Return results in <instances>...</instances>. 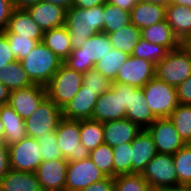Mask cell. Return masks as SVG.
I'll return each mask as SVG.
<instances>
[{"label":"cell","mask_w":191,"mask_h":191,"mask_svg":"<svg viewBox=\"0 0 191 191\" xmlns=\"http://www.w3.org/2000/svg\"><path fill=\"white\" fill-rule=\"evenodd\" d=\"M170 191H191V187H179V188L171 189Z\"/></svg>","instance_id":"57"},{"label":"cell","mask_w":191,"mask_h":191,"mask_svg":"<svg viewBox=\"0 0 191 191\" xmlns=\"http://www.w3.org/2000/svg\"><path fill=\"white\" fill-rule=\"evenodd\" d=\"M141 37L152 44H159L169 51L180 47V40L174 34L167 21H161L140 30Z\"/></svg>","instance_id":"26"},{"label":"cell","mask_w":191,"mask_h":191,"mask_svg":"<svg viewBox=\"0 0 191 191\" xmlns=\"http://www.w3.org/2000/svg\"><path fill=\"white\" fill-rule=\"evenodd\" d=\"M3 136H4V126L2 124L1 117H0V140H3Z\"/></svg>","instance_id":"58"},{"label":"cell","mask_w":191,"mask_h":191,"mask_svg":"<svg viewBox=\"0 0 191 191\" xmlns=\"http://www.w3.org/2000/svg\"><path fill=\"white\" fill-rule=\"evenodd\" d=\"M10 171L9 148L0 140V180Z\"/></svg>","instance_id":"46"},{"label":"cell","mask_w":191,"mask_h":191,"mask_svg":"<svg viewBox=\"0 0 191 191\" xmlns=\"http://www.w3.org/2000/svg\"><path fill=\"white\" fill-rule=\"evenodd\" d=\"M152 191H170V190L153 189Z\"/></svg>","instance_id":"59"},{"label":"cell","mask_w":191,"mask_h":191,"mask_svg":"<svg viewBox=\"0 0 191 191\" xmlns=\"http://www.w3.org/2000/svg\"><path fill=\"white\" fill-rule=\"evenodd\" d=\"M141 130L127 118L103 122L104 143L113 148L119 144L132 142Z\"/></svg>","instance_id":"19"},{"label":"cell","mask_w":191,"mask_h":191,"mask_svg":"<svg viewBox=\"0 0 191 191\" xmlns=\"http://www.w3.org/2000/svg\"><path fill=\"white\" fill-rule=\"evenodd\" d=\"M132 174L141 173L149 161L157 154L156 146L152 136L146 129L131 142Z\"/></svg>","instance_id":"20"},{"label":"cell","mask_w":191,"mask_h":191,"mask_svg":"<svg viewBox=\"0 0 191 191\" xmlns=\"http://www.w3.org/2000/svg\"><path fill=\"white\" fill-rule=\"evenodd\" d=\"M169 53V50L159 44H152L140 37L132 56L151 61L154 65L160 63Z\"/></svg>","instance_id":"36"},{"label":"cell","mask_w":191,"mask_h":191,"mask_svg":"<svg viewBox=\"0 0 191 191\" xmlns=\"http://www.w3.org/2000/svg\"><path fill=\"white\" fill-rule=\"evenodd\" d=\"M81 191H114V178L106 177L99 182L89 185Z\"/></svg>","instance_id":"47"},{"label":"cell","mask_w":191,"mask_h":191,"mask_svg":"<svg viewBox=\"0 0 191 191\" xmlns=\"http://www.w3.org/2000/svg\"><path fill=\"white\" fill-rule=\"evenodd\" d=\"M55 132L65 160L80 161L90 156V150L80 141V121L62 118Z\"/></svg>","instance_id":"9"},{"label":"cell","mask_w":191,"mask_h":191,"mask_svg":"<svg viewBox=\"0 0 191 191\" xmlns=\"http://www.w3.org/2000/svg\"><path fill=\"white\" fill-rule=\"evenodd\" d=\"M20 62L30 81L42 86L49 83L64 63L42 42H39Z\"/></svg>","instance_id":"2"},{"label":"cell","mask_w":191,"mask_h":191,"mask_svg":"<svg viewBox=\"0 0 191 191\" xmlns=\"http://www.w3.org/2000/svg\"><path fill=\"white\" fill-rule=\"evenodd\" d=\"M62 110L48 97L25 121L27 137L37 138L51 134L62 119Z\"/></svg>","instance_id":"7"},{"label":"cell","mask_w":191,"mask_h":191,"mask_svg":"<svg viewBox=\"0 0 191 191\" xmlns=\"http://www.w3.org/2000/svg\"><path fill=\"white\" fill-rule=\"evenodd\" d=\"M10 33L42 42L44 32L31 18L27 10L13 9L7 28Z\"/></svg>","instance_id":"22"},{"label":"cell","mask_w":191,"mask_h":191,"mask_svg":"<svg viewBox=\"0 0 191 191\" xmlns=\"http://www.w3.org/2000/svg\"><path fill=\"white\" fill-rule=\"evenodd\" d=\"M26 10L43 32L65 25L66 9L61 6L40 0Z\"/></svg>","instance_id":"17"},{"label":"cell","mask_w":191,"mask_h":191,"mask_svg":"<svg viewBox=\"0 0 191 191\" xmlns=\"http://www.w3.org/2000/svg\"><path fill=\"white\" fill-rule=\"evenodd\" d=\"M140 174L152 189L178 188L175 164L171 154L157 153Z\"/></svg>","instance_id":"6"},{"label":"cell","mask_w":191,"mask_h":191,"mask_svg":"<svg viewBox=\"0 0 191 191\" xmlns=\"http://www.w3.org/2000/svg\"><path fill=\"white\" fill-rule=\"evenodd\" d=\"M104 4L84 9L73 6L66 10L65 26L73 49H79L88 38L103 31Z\"/></svg>","instance_id":"1"},{"label":"cell","mask_w":191,"mask_h":191,"mask_svg":"<svg viewBox=\"0 0 191 191\" xmlns=\"http://www.w3.org/2000/svg\"><path fill=\"white\" fill-rule=\"evenodd\" d=\"M125 118L137 124L141 129H146L156 120L145 101L143 88H136L130 92L129 106L126 108Z\"/></svg>","instance_id":"23"},{"label":"cell","mask_w":191,"mask_h":191,"mask_svg":"<svg viewBox=\"0 0 191 191\" xmlns=\"http://www.w3.org/2000/svg\"><path fill=\"white\" fill-rule=\"evenodd\" d=\"M179 187H191V144H186L173 154Z\"/></svg>","instance_id":"34"},{"label":"cell","mask_w":191,"mask_h":191,"mask_svg":"<svg viewBox=\"0 0 191 191\" xmlns=\"http://www.w3.org/2000/svg\"><path fill=\"white\" fill-rule=\"evenodd\" d=\"M155 76L169 85L179 86L191 76V56L181 47L169 51L156 65Z\"/></svg>","instance_id":"8"},{"label":"cell","mask_w":191,"mask_h":191,"mask_svg":"<svg viewBox=\"0 0 191 191\" xmlns=\"http://www.w3.org/2000/svg\"><path fill=\"white\" fill-rule=\"evenodd\" d=\"M83 85L100 96L111 88L112 82L93 68L83 73Z\"/></svg>","instance_id":"42"},{"label":"cell","mask_w":191,"mask_h":191,"mask_svg":"<svg viewBox=\"0 0 191 191\" xmlns=\"http://www.w3.org/2000/svg\"><path fill=\"white\" fill-rule=\"evenodd\" d=\"M155 72L156 65L151 61L130 55L119 69L116 80L112 83L128 84L142 88L155 77Z\"/></svg>","instance_id":"13"},{"label":"cell","mask_w":191,"mask_h":191,"mask_svg":"<svg viewBox=\"0 0 191 191\" xmlns=\"http://www.w3.org/2000/svg\"><path fill=\"white\" fill-rule=\"evenodd\" d=\"M112 49L108 35L100 32L88 38L79 49H72L64 63L73 70L85 73L93 69L95 64Z\"/></svg>","instance_id":"3"},{"label":"cell","mask_w":191,"mask_h":191,"mask_svg":"<svg viewBox=\"0 0 191 191\" xmlns=\"http://www.w3.org/2000/svg\"><path fill=\"white\" fill-rule=\"evenodd\" d=\"M42 43L63 62L69 57L73 49L70 33L65 25L44 31Z\"/></svg>","instance_id":"27"},{"label":"cell","mask_w":191,"mask_h":191,"mask_svg":"<svg viewBox=\"0 0 191 191\" xmlns=\"http://www.w3.org/2000/svg\"><path fill=\"white\" fill-rule=\"evenodd\" d=\"M131 23L130 12L118 8L117 6L106 2L104 4V25L103 33L109 34L120 30Z\"/></svg>","instance_id":"33"},{"label":"cell","mask_w":191,"mask_h":191,"mask_svg":"<svg viewBox=\"0 0 191 191\" xmlns=\"http://www.w3.org/2000/svg\"><path fill=\"white\" fill-rule=\"evenodd\" d=\"M113 48L132 55V52L141 37L140 29L132 23L118 31L107 34Z\"/></svg>","instance_id":"30"},{"label":"cell","mask_w":191,"mask_h":191,"mask_svg":"<svg viewBox=\"0 0 191 191\" xmlns=\"http://www.w3.org/2000/svg\"><path fill=\"white\" fill-rule=\"evenodd\" d=\"M0 83L10 91L28 88L33 85L20 61L9 63L0 70Z\"/></svg>","instance_id":"29"},{"label":"cell","mask_w":191,"mask_h":191,"mask_svg":"<svg viewBox=\"0 0 191 191\" xmlns=\"http://www.w3.org/2000/svg\"><path fill=\"white\" fill-rule=\"evenodd\" d=\"M9 148L10 169L36 172L42 162L40 145L35 138L26 137Z\"/></svg>","instance_id":"10"},{"label":"cell","mask_w":191,"mask_h":191,"mask_svg":"<svg viewBox=\"0 0 191 191\" xmlns=\"http://www.w3.org/2000/svg\"><path fill=\"white\" fill-rule=\"evenodd\" d=\"M0 191H42L34 172L10 169L0 180Z\"/></svg>","instance_id":"25"},{"label":"cell","mask_w":191,"mask_h":191,"mask_svg":"<svg viewBox=\"0 0 191 191\" xmlns=\"http://www.w3.org/2000/svg\"><path fill=\"white\" fill-rule=\"evenodd\" d=\"M146 130L153 138L157 153L173 155L186 145L169 117L156 118Z\"/></svg>","instance_id":"11"},{"label":"cell","mask_w":191,"mask_h":191,"mask_svg":"<svg viewBox=\"0 0 191 191\" xmlns=\"http://www.w3.org/2000/svg\"><path fill=\"white\" fill-rule=\"evenodd\" d=\"M179 104L191 105V76L176 87Z\"/></svg>","instance_id":"44"},{"label":"cell","mask_w":191,"mask_h":191,"mask_svg":"<svg viewBox=\"0 0 191 191\" xmlns=\"http://www.w3.org/2000/svg\"><path fill=\"white\" fill-rule=\"evenodd\" d=\"M126 108L123 106L122 90L108 89L98 97L92 119L99 122L124 119Z\"/></svg>","instance_id":"16"},{"label":"cell","mask_w":191,"mask_h":191,"mask_svg":"<svg viewBox=\"0 0 191 191\" xmlns=\"http://www.w3.org/2000/svg\"><path fill=\"white\" fill-rule=\"evenodd\" d=\"M131 23L138 29L154 25L155 23L165 20L166 8L161 5L138 1L132 8L131 12Z\"/></svg>","instance_id":"24"},{"label":"cell","mask_w":191,"mask_h":191,"mask_svg":"<svg viewBox=\"0 0 191 191\" xmlns=\"http://www.w3.org/2000/svg\"><path fill=\"white\" fill-rule=\"evenodd\" d=\"M140 1L161 5V6H164L166 8L171 4L172 0H140Z\"/></svg>","instance_id":"55"},{"label":"cell","mask_w":191,"mask_h":191,"mask_svg":"<svg viewBox=\"0 0 191 191\" xmlns=\"http://www.w3.org/2000/svg\"><path fill=\"white\" fill-rule=\"evenodd\" d=\"M8 40L10 50L18 61L28 56L32 49L38 44L36 40L10 33L7 29L3 31Z\"/></svg>","instance_id":"40"},{"label":"cell","mask_w":191,"mask_h":191,"mask_svg":"<svg viewBox=\"0 0 191 191\" xmlns=\"http://www.w3.org/2000/svg\"><path fill=\"white\" fill-rule=\"evenodd\" d=\"M129 57V54L113 48L110 52L103 56L102 60H99L95 64L94 69L100 72L111 82H114L119 69Z\"/></svg>","instance_id":"31"},{"label":"cell","mask_w":191,"mask_h":191,"mask_svg":"<svg viewBox=\"0 0 191 191\" xmlns=\"http://www.w3.org/2000/svg\"><path fill=\"white\" fill-rule=\"evenodd\" d=\"M106 177L89 157L80 161L68 162L65 190L81 191Z\"/></svg>","instance_id":"12"},{"label":"cell","mask_w":191,"mask_h":191,"mask_svg":"<svg viewBox=\"0 0 191 191\" xmlns=\"http://www.w3.org/2000/svg\"><path fill=\"white\" fill-rule=\"evenodd\" d=\"M186 144H191V105L178 104L169 116Z\"/></svg>","instance_id":"35"},{"label":"cell","mask_w":191,"mask_h":191,"mask_svg":"<svg viewBox=\"0 0 191 191\" xmlns=\"http://www.w3.org/2000/svg\"><path fill=\"white\" fill-rule=\"evenodd\" d=\"M131 150V142L113 147L114 177L132 174Z\"/></svg>","instance_id":"39"},{"label":"cell","mask_w":191,"mask_h":191,"mask_svg":"<svg viewBox=\"0 0 191 191\" xmlns=\"http://www.w3.org/2000/svg\"><path fill=\"white\" fill-rule=\"evenodd\" d=\"M140 173L121 174L114 177V191H152Z\"/></svg>","instance_id":"38"},{"label":"cell","mask_w":191,"mask_h":191,"mask_svg":"<svg viewBox=\"0 0 191 191\" xmlns=\"http://www.w3.org/2000/svg\"><path fill=\"white\" fill-rule=\"evenodd\" d=\"M82 85L83 73L73 70L63 63L45 87L47 97L63 110Z\"/></svg>","instance_id":"4"},{"label":"cell","mask_w":191,"mask_h":191,"mask_svg":"<svg viewBox=\"0 0 191 191\" xmlns=\"http://www.w3.org/2000/svg\"><path fill=\"white\" fill-rule=\"evenodd\" d=\"M139 0H107V2L117 6L118 8L124 9L131 12L132 8Z\"/></svg>","instance_id":"50"},{"label":"cell","mask_w":191,"mask_h":191,"mask_svg":"<svg viewBox=\"0 0 191 191\" xmlns=\"http://www.w3.org/2000/svg\"><path fill=\"white\" fill-rule=\"evenodd\" d=\"M13 9L12 0H0V32L7 28Z\"/></svg>","instance_id":"45"},{"label":"cell","mask_w":191,"mask_h":191,"mask_svg":"<svg viewBox=\"0 0 191 191\" xmlns=\"http://www.w3.org/2000/svg\"><path fill=\"white\" fill-rule=\"evenodd\" d=\"M36 139L40 145L42 161L64 159L60 146L57 143V135L55 131L49 135L37 137Z\"/></svg>","instance_id":"41"},{"label":"cell","mask_w":191,"mask_h":191,"mask_svg":"<svg viewBox=\"0 0 191 191\" xmlns=\"http://www.w3.org/2000/svg\"><path fill=\"white\" fill-rule=\"evenodd\" d=\"M89 158L107 176L114 178L113 148L108 144H101L90 151Z\"/></svg>","instance_id":"37"},{"label":"cell","mask_w":191,"mask_h":191,"mask_svg":"<svg viewBox=\"0 0 191 191\" xmlns=\"http://www.w3.org/2000/svg\"><path fill=\"white\" fill-rule=\"evenodd\" d=\"M143 88L145 101L156 118L169 117L178 106L176 87L152 78Z\"/></svg>","instance_id":"5"},{"label":"cell","mask_w":191,"mask_h":191,"mask_svg":"<svg viewBox=\"0 0 191 191\" xmlns=\"http://www.w3.org/2000/svg\"><path fill=\"white\" fill-rule=\"evenodd\" d=\"M165 20L180 41L191 34V8L170 4L166 7Z\"/></svg>","instance_id":"28"},{"label":"cell","mask_w":191,"mask_h":191,"mask_svg":"<svg viewBox=\"0 0 191 191\" xmlns=\"http://www.w3.org/2000/svg\"><path fill=\"white\" fill-rule=\"evenodd\" d=\"M106 2L107 0H75L73 6L88 9V8L105 4Z\"/></svg>","instance_id":"49"},{"label":"cell","mask_w":191,"mask_h":191,"mask_svg":"<svg viewBox=\"0 0 191 191\" xmlns=\"http://www.w3.org/2000/svg\"><path fill=\"white\" fill-rule=\"evenodd\" d=\"M67 168L65 159L42 161L35 172L42 191L65 189Z\"/></svg>","instance_id":"15"},{"label":"cell","mask_w":191,"mask_h":191,"mask_svg":"<svg viewBox=\"0 0 191 191\" xmlns=\"http://www.w3.org/2000/svg\"><path fill=\"white\" fill-rule=\"evenodd\" d=\"M17 59L10 50L6 35L0 32V70Z\"/></svg>","instance_id":"43"},{"label":"cell","mask_w":191,"mask_h":191,"mask_svg":"<svg viewBox=\"0 0 191 191\" xmlns=\"http://www.w3.org/2000/svg\"><path fill=\"white\" fill-rule=\"evenodd\" d=\"M180 47L191 56V34L180 41Z\"/></svg>","instance_id":"54"},{"label":"cell","mask_w":191,"mask_h":191,"mask_svg":"<svg viewBox=\"0 0 191 191\" xmlns=\"http://www.w3.org/2000/svg\"><path fill=\"white\" fill-rule=\"evenodd\" d=\"M0 117L4 126L3 141L12 145L27 137L24 119L9 105H0Z\"/></svg>","instance_id":"21"},{"label":"cell","mask_w":191,"mask_h":191,"mask_svg":"<svg viewBox=\"0 0 191 191\" xmlns=\"http://www.w3.org/2000/svg\"><path fill=\"white\" fill-rule=\"evenodd\" d=\"M47 97L46 87L38 84L10 92L8 104L25 120Z\"/></svg>","instance_id":"14"},{"label":"cell","mask_w":191,"mask_h":191,"mask_svg":"<svg viewBox=\"0 0 191 191\" xmlns=\"http://www.w3.org/2000/svg\"><path fill=\"white\" fill-rule=\"evenodd\" d=\"M43 1L61 6V7L65 8L66 10L73 7L74 2H75V0H43Z\"/></svg>","instance_id":"53"},{"label":"cell","mask_w":191,"mask_h":191,"mask_svg":"<svg viewBox=\"0 0 191 191\" xmlns=\"http://www.w3.org/2000/svg\"><path fill=\"white\" fill-rule=\"evenodd\" d=\"M136 88L137 87L121 83H112L111 85L112 90H122L123 106H125V108L129 106L130 92H134Z\"/></svg>","instance_id":"48"},{"label":"cell","mask_w":191,"mask_h":191,"mask_svg":"<svg viewBox=\"0 0 191 191\" xmlns=\"http://www.w3.org/2000/svg\"><path fill=\"white\" fill-rule=\"evenodd\" d=\"M80 141L90 151L104 144L103 123L93 119L80 120Z\"/></svg>","instance_id":"32"},{"label":"cell","mask_w":191,"mask_h":191,"mask_svg":"<svg viewBox=\"0 0 191 191\" xmlns=\"http://www.w3.org/2000/svg\"><path fill=\"white\" fill-rule=\"evenodd\" d=\"M98 97L96 91L86 89V87L82 85L78 93L62 110V117L68 120L77 121L92 119Z\"/></svg>","instance_id":"18"},{"label":"cell","mask_w":191,"mask_h":191,"mask_svg":"<svg viewBox=\"0 0 191 191\" xmlns=\"http://www.w3.org/2000/svg\"><path fill=\"white\" fill-rule=\"evenodd\" d=\"M10 92L6 86L0 83V105L8 104Z\"/></svg>","instance_id":"52"},{"label":"cell","mask_w":191,"mask_h":191,"mask_svg":"<svg viewBox=\"0 0 191 191\" xmlns=\"http://www.w3.org/2000/svg\"><path fill=\"white\" fill-rule=\"evenodd\" d=\"M171 4H176L179 6H185L191 8V0H172Z\"/></svg>","instance_id":"56"},{"label":"cell","mask_w":191,"mask_h":191,"mask_svg":"<svg viewBox=\"0 0 191 191\" xmlns=\"http://www.w3.org/2000/svg\"><path fill=\"white\" fill-rule=\"evenodd\" d=\"M39 1L40 0H12V3L15 9L26 10L28 7L35 5Z\"/></svg>","instance_id":"51"}]
</instances>
